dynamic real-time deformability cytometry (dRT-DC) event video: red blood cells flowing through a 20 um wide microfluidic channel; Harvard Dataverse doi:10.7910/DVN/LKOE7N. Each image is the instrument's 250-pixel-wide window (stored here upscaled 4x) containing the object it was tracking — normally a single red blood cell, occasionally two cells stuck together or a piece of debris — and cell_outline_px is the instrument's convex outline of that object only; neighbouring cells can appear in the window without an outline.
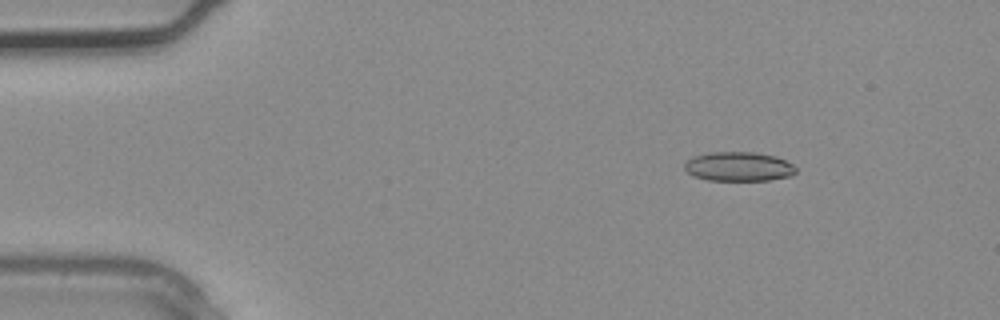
{"species": "common noctule bat (a hibernating species)", "species_latin": "Nyctalus noctula", "temperature_condition": "warm", "stored_images_in_passage": 4, "camera_frame_rate_fps": 3000, "um_per_image_px": 0.085, "animal": {"sex": "male", "body_mass_g": 20.4}, "frame": {"image": 1, "passage_image": 2, "time_ms": 0.333, "image_size_px": [1000, 320], "cell_outline_px": [[796, 172], [792, 176], [768, 180], [708, 180], [692, 176], [684, 168], [684, 164], [692, 156], [712, 152], [756, 152], [776, 156], [792, 164], [796, 168]], "centroid_in_image_um": [62.78, 14.15], "position_along_channel_um": 22.2, "area_um2": 19.07}}